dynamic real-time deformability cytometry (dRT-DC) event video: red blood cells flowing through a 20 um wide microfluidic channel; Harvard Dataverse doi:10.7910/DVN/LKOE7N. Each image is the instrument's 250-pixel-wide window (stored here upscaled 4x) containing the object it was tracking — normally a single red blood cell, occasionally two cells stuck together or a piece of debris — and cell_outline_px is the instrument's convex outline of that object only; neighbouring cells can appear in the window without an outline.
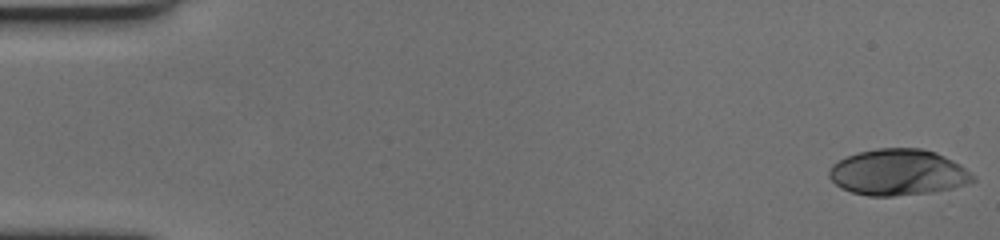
{"species": "human", "species_latin": "Homo sapiens", "temperature_condition": "cold", "stored_images_in_passage": 59, "camera_frame_rate_fps": 3000, "um_per_image_px": 0.085, "donor": {"sex": "female"}, "frame": {"image": 1, "passage_image": 1, "time_ms": 0.0, "image_size_px": [1000, 240], "cell_outline_px": [[976, 180], [952, 188], [932, 192], [892, 196], [868, 196], [852, 192], [840, 188], [828, 176], [828, 172], [832, 164], [848, 156], [860, 152], [876, 148], [924, 148], [936, 152], [960, 164], [976, 176]], "centroid_in_image_um": [76.34, 14.65], "position_along_channel_um": 8.7, "area_um2": 38.67}}
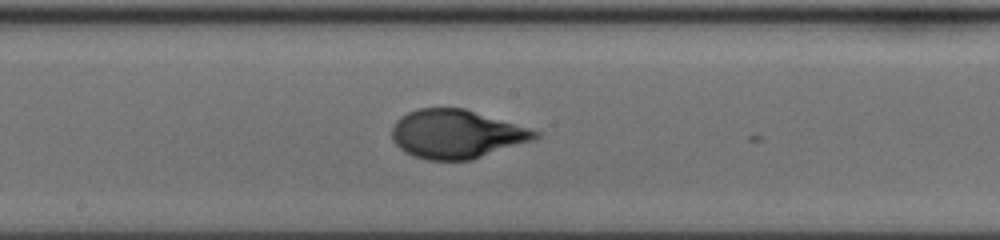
{"frame": {"image": 2, "passage_image": 32, "time_ms": 10.333, "image_size_px": [1000, 240], "cell_outline_px": [[540, 136], [536, 140], [472, 160], [428, 160], [412, 156], [404, 152], [392, 140], [392, 124], [400, 116], [416, 108], [464, 108], [532, 128], [540, 132]], "centroid_in_image_um": [38.82, 11.4], "position_along_channel_um": 209.4, "area_um2": 41.21}}
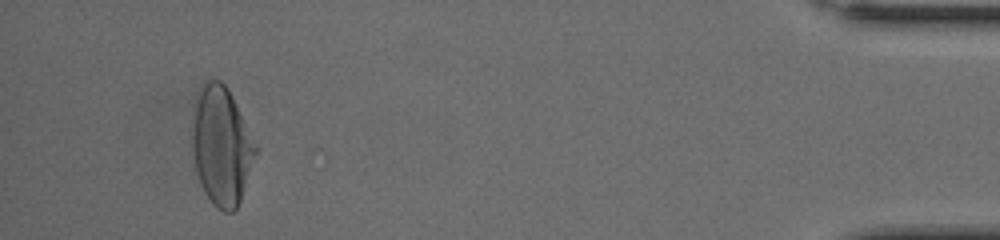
{"frame": {"image": 3, "passage_image": 56, "time_ms": 18.333, "image_size_px": [1000, 240], "cell_outline_px": [[256, 152], [240, 200], [236, 208], [232, 212], [224, 212], [216, 208], [212, 204], [204, 192], [200, 184], [192, 152], [192, 144], [196, 100], [200, 84], [204, 80], [220, 80], [224, 84], [256, 148]], "centroid_in_image_um": [18.77, 12.45], "position_along_channel_um": 416.4, "area_um2": 42.25}, "authors_computed_cell_mechanics": {"area_um2": 39.9976, "velocity_mm_per_s": 3.4558, "shape_relaxation_time_tau1_ms": 5.2365, "shape_relaxation_time_tau2_ms": null, "deformation_change_tau1": 0.2355, "deformation_change_tau2": null}}